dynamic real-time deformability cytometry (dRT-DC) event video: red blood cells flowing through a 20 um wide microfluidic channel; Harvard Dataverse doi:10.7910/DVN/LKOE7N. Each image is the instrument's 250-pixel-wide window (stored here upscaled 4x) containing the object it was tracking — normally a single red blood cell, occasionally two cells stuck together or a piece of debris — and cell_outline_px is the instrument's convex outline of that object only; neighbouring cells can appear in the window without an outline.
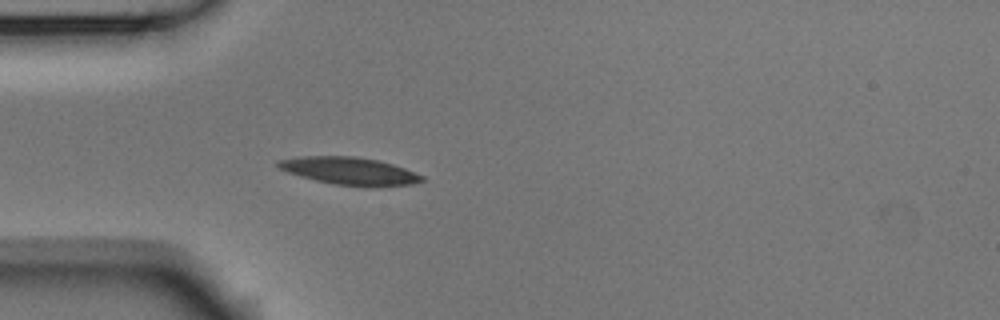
{"species": "Egyptian fruit bat (a non-hibernating species)", "species_latin": "Rousettus aegyptiacus", "temperature_condition": "room temperature", "stored_images_in_passage": 5, "camera_frame_rate_fps": 3000, "um_per_image_px": 0.085, "animal": {"sex": "male"}, "frame": {"image": 1, "passage_image": 5, "time_ms": 1.333, "image_size_px": [1000, 320], "cell_outline_px": [[424, 180], [412, 184], [376, 188], [364, 188], [332, 184], [300, 176], [288, 172], [280, 168], [276, 164], [280, 160], [300, 156], [356, 156], [376, 160], [392, 164], [404, 168], [424, 176]], "centroid_in_image_um": [29.76, 14.56], "position_along_channel_um": 55.2, "area_um2": 23.35}}